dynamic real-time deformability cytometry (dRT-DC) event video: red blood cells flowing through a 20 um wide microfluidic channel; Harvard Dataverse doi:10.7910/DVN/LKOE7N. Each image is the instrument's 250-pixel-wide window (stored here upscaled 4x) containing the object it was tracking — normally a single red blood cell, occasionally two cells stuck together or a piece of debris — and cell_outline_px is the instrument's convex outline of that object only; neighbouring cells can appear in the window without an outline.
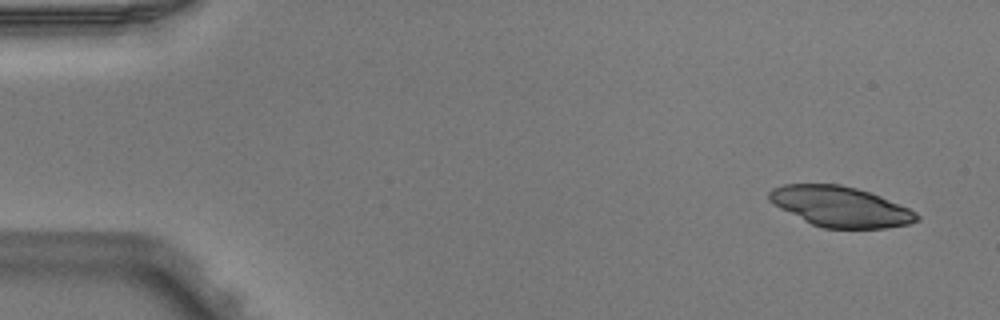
{"species": "Egyptian fruit bat (a non-hibernating species)", "species_latin": "Rousettus aegyptiacus", "temperature_condition": "warm", "stored_images_in_passage": 5, "segment_of_instrument_passage": [1, 2], "camera_frame_rate_fps": 3000, "um_per_image_px": 0.085, "animal": {"sex": "male"}, "frame": {"image": 1, "passage_image": 1, "time_ms": 0.0, "image_size_px": [1000, 320], "cell_outline_px": [[920, 220], [908, 224], [884, 228], [824, 228], [812, 224], [780, 208], [768, 200], [768, 192], [772, 188], [784, 184], [840, 184], [856, 188], [880, 196], [908, 208], [916, 212], [920, 216]], "centroid_in_image_um": [71.42, 17.56], "position_along_channel_um": 13.6, "area_um2": 34.45}}